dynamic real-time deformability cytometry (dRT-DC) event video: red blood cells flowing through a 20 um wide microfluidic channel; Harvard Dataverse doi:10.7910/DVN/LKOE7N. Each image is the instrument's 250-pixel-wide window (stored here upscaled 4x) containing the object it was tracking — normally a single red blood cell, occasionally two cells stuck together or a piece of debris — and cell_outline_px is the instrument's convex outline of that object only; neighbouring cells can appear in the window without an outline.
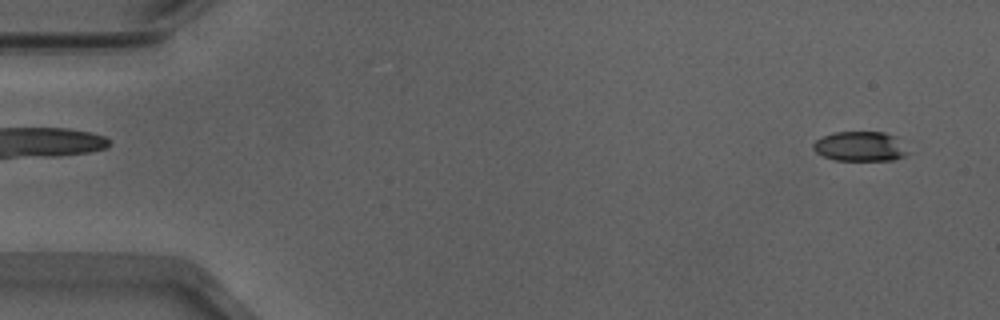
{"species": "Egyptian fruit bat (a non-hibernating species)", "species_latin": "Rousettus aegyptiacus", "temperature_condition": "warm", "stored_images_in_passage": 53, "camera_frame_rate_fps": 3000, "um_per_image_px": 0.085, "animal": {"sex": "male"}, "frame": {"image": 1, "passage_image": 3, "time_ms": 0.667, "image_size_px": [1000, 320], "cell_outline_px": [[912, 152], [904, 156], [892, 160], [836, 160], [824, 156], [816, 152], [812, 148], [812, 144], [816, 140], [824, 136], [836, 132], [884, 132], [896, 136]], "centroid_in_image_um": [73.17, 12.44], "position_along_channel_um": 11.8, "area_um2": 16.53}}
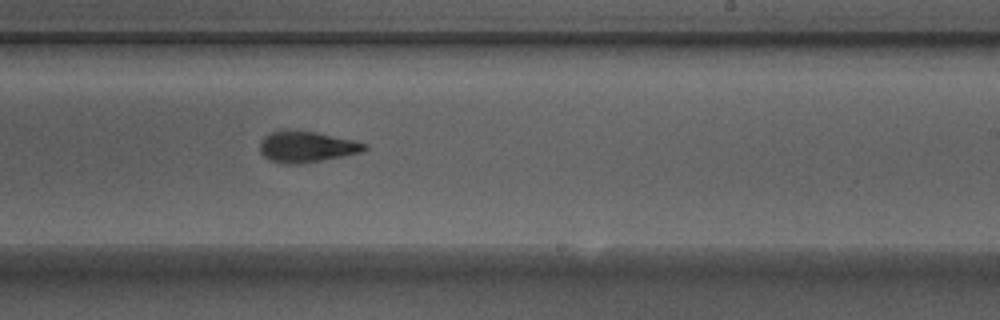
{"frame": {"image": 2, "passage_image": 32, "time_ms": 10.333, "image_size_px": [1000, 320], "cell_outline_px": [[368, 148], [360, 152], [300, 164], [284, 164], [268, 160], [260, 152], [260, 140], [264, 136], [272, 132], [316, 132], [352, 140], [368, 144]], "centroid_in_image_um": [26.03, 12.5], "position_along_channel_um": 263.0, "area_um2": 18.38}}
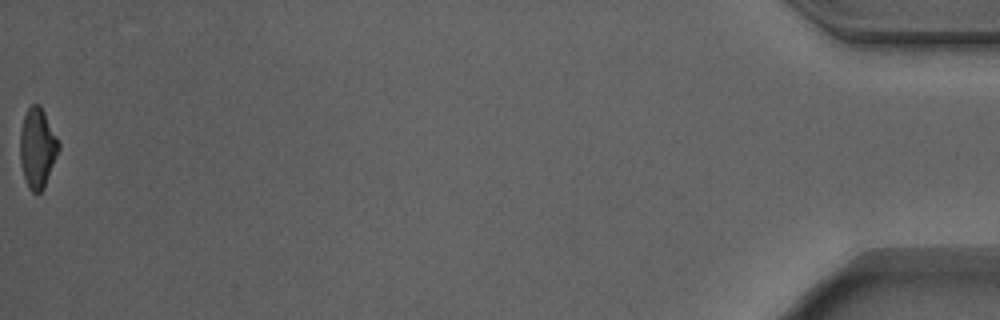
{"frame": {"image": 3, "passage_image": 53, "time_ms": 17.333, "image_size_px": [1000, 320], "cell_outline_px": [[60, 148], [44, 188], [40, 192], [32, 192], [28, 188], [24, 176], [20, 160], [20, 128], [24, 116], [28, 108], [32, 104], [40, 104], [60, 144]], "centroid_in_image_um": [3.17, 12.58], "position_along_channel_um": 432.0, "area_um2": 17.86}, "authors_computed_cell_mechanics": {"area_um2": 18.3804, "velocity_mm_per_s": 3.9154, "shape_relaxation_time_tau1_ms": 3.1116, "shape_relaxation_time_tau2_ms": 2.0318, "deformation_change_tau1": 0.1572, "deformation_change_tau2": 0.0914}}